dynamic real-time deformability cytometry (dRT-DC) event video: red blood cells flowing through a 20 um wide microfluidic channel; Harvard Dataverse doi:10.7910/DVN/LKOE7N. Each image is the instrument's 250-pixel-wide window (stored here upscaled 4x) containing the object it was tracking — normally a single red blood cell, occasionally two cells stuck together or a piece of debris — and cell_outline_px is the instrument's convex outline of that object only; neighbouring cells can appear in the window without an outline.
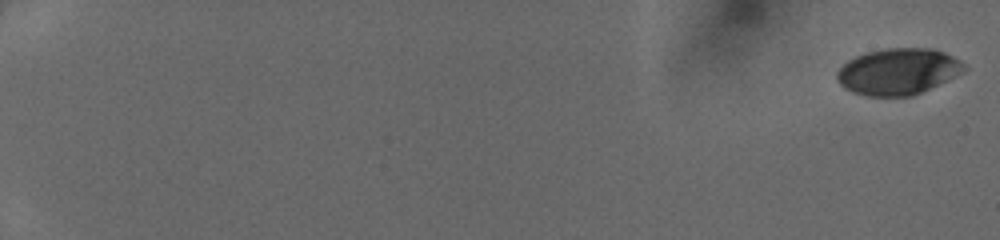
{"species": "human", "species_latin": "Homo sapiens", "temperature_condition": "cold", "stored_images_in_passage": 51, "camera_frame_rate_fps": 3000, "um_per_image_px": 0.085, "donor": {"sex": "female"}, "frame": {"image": 1, "passage_image": 1, "time_ms": 0.0, "image_size_px": [1000, 240], "cell_outline_px": [[968, 68], [964, 72], [956, 76], [912, 96], [868, 96], [852, 92], [844, 88], [836, 80], [836, 72], [848, 60], [856, 56], [868, 52], [884, 48], [932, 48], [944, 52], [960, 60]], "centroid_in_image_um": [76.34, 6.08], "position_along_channel_um": 8.7, "area_um2": 34.39}}
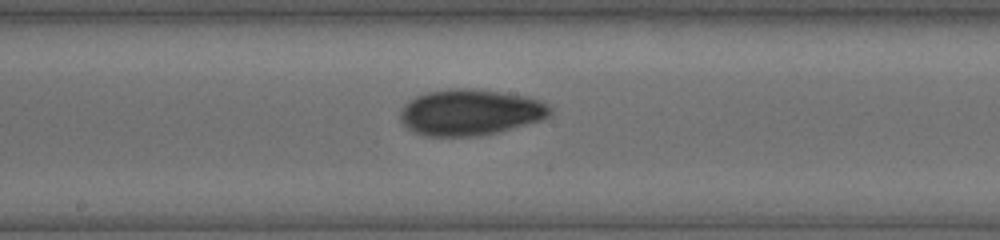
{"frame": {"image": 2, "passage_image": 31, "time_ms": 10.0, "image_size_px": [1000, 240], "cell_outline_px": [[552, 112], [548, 116], [540, 120], [496, 132], [476, 136], [424, 136], [408, 128], [400, 120], [400, 108], [408, 100], [416, 96], [428, 92], [448, 88], [472, 88], [528, 96], [540, 100], [548, 104], [552, 108]], "centroid_in_image_um": [39.95, 9.53], "position_along_channel_um": 208.3, "area_um2": 40.29}}
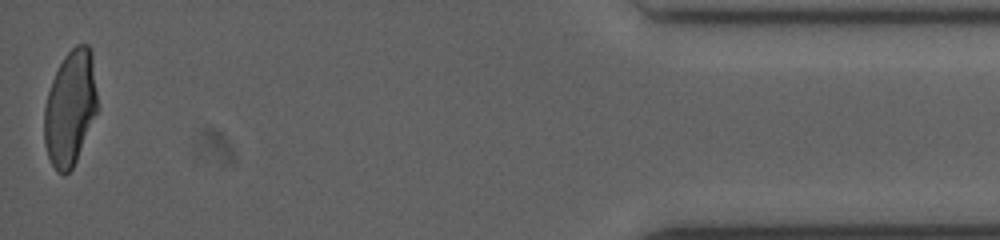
{"frame": {"image": 3, "passage_image": 51, "time_ms": 16.667, "image_size_px": [1000, 240], "cell_outline_px": [[96, 112], [76, 160], [72, 168], [64, 176], [56, 172], [48, 156], [44, 140], [44, 108], [48, 92], [52, 80], [64, 56], [76, 44], [88, 44], [92, 48], [96, 92]], "centroid_in_image_um": [5.95, 9.16], "position_along_channel_um": 429.2, "area_um2": 35.37}}